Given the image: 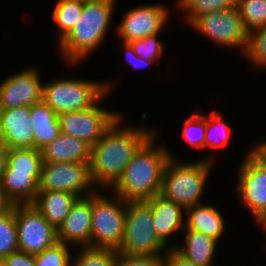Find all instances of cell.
<instances>
[{
    "instance_id": "ba28073f",
    "label": "cell",
    "mask_w": 266,
    "mask_h": 266,
    "mask_svg": "<svg viewBox=\"0 0 266 266\" xmlns=\"http://www.w3.org/2000/svg\"><path fill=\"white\" fill-rule=\"evenodd\" d=\"M110 93L107 91L92 107L75 112L57 114L61 133L83 140L91 147L102 137L103 133L121 115L118 111L101 106Z\"/></svg>"
},
{
    "instance_id": "7a4b0ae2",
    "label": "cell",
    "mask_w": 266,
    "mask_h": 266,
    "mask_svg": "<svg viewBox=\"0 0 266 266\" xmlns=\"http://www.w3.org/2000/svg\"><path fill=\"white\" fill-rule=\"evenodd\" d=\"M157 133L136 152L119 181L110 189L111 193L125 201L148 200L161 193L164 168L171 157L168 145L156 143Z\"/></svg>"
},
{
    "instance_id": "d4e9b609",
    "label": "cell",
    "mask_w": 266,
    "mask_h": 266,
    "mask_svg": "<svg viewBox=\"0 0 266 266\" xmlns=\"http://www.w3.org/2000/svg\"><path fill=\"white\" fill-rule=\"evenodd\" d=\"M52 11V19L57 25V41L59 44L80 20L84 2L80 0H56Z\"/></svg>"
},
{
    "instance_id": "e575fe53",
    "label": "cell",
    "mask_w": 266,
    "mask_h": 266,
    "mask_svg": "<svg viewBox=\"0 0 266 266\" xmlns=\"http://www.w3.org/2000/svg\"><path fill=\"white\" fill-rule=\"evenodd\" d=\"M117 266H163V256L118 253Z\"/></svg>"
},
{
    "instance_id": "cb8c5ba5",
    "label": "cell",
    "mask_w": 266,
    "mask_h": 266,
    "mask_svg": "<svg viewBox=\"0 0 266 266\" xmlns=\"http://www.w3.org/2000/svg\"><path fill=\"white\" fill-rule=\"evenodd\" d=\"M43 158L35 148L9 149L4 173L41 175Z\"/></svg>"
},
{
    "instance_id": "603a6c76",
    "label": "cell",
    "mask_w": 266,
    "mask_h": 266,
    "mask_svg": "<svg viewBox=\"0 0 266 266\" xmlns=\"http://www.w3.org/2000/svg\"><path fill=\"white\" fill-rule=\"evenodd\" d=\"M34 148L41 150L61 133L57 114L43 101L30 106Z\"/></svg>"
},
{
    "instance_id": "30bf717a",
    "label": "cell",
    "mask_w": 266,
    "mask_h": 266,
    "mask_svg": "<svg viewBox=\"0 0 266 266\" xmlns=\"http://www.w3.org/2000/svg\"><path fill=\"white\" fill-rule=\"evenodd\" d=\"M39 191H62L87 197L97 191L89 163L43 162Z\"/></svg>"
},
{
    "instance_id": "f6af8a7d",
    "label": "cell",
    "mask_w": 266,
    "mask_h": 266,
    "mask_svg": "<svg viewBox=\"0 0 266 266\" xmlns=\"http://www.w3.org/2000/svg\"><path fill=\"white\" fill-rule=\"evenodd\" d=\"M0 266H5V264L2 261H0Z\"/></svg>"
},
{
    "instance_id": "83f0119b",
    "label": "cell",
    "mask_w": 266,
    "mask_h": 266,
    "mask_svg": "<svg viewBox=\"0 0 266 266\" xmlns=\"http://www.w3.org/2000/svg\"><path fill=\"white\" fill-rule=\"evenodd\" d=\"M73 254L71 266H117L118 252L114 249L79 247Z\"/></svg>"
},
{
    "instance_id": "d6986e66",
    "label": "cell",
    "mask_w": 266,
    "mask_h": 266,
    "mask_svg": "<svg viewBox=\"0 0 266 266\" xmlns=\"http://www.w3.org/2000/svg\"><path fill=\"white\" fill-rule=\"evenodd\" d=\"M43 162H82L91 160V146L76 137L60 135L41 149Z\"/></svg>"
},
{
    "instance_id": "7402d4cb",
    "label": "cell",
    "mask_w": 266,
    "mask_h": 266,
    "mask_svg": "<svg viewBox=\"0 0 266 266\" xmlns=\"http://www.w3.org/2000/svg\"><path fill=\"white\" fill-rule=\"evenodd\" d=\"M41 175L3 173L0 195L10 204H31L38 191Z\"/></svg>"
},
{
    "instance_id": "e0dca14e",
    "label": "cell",
    "mask_w": 266,
    "mask_h": 266,
    "mask_svg": "<svg viewBox=\"0 0 266 266\" xmlns=\"http://www.w3.org/2000/svg\"><path fill=\"white\" fill-rule=\"evenodd\" d=\"M147 201L152 208L153 224L157 237L169 249V245L173 242L171 235H179L185 230V210L160 194Z\"/></svg>"
},
{
    "instance_id": "f546056e",
    "label": "cell",
    "mask_w": 266,
    "mask_h": 266,
    "mask_svg": "<svg viewBox=\"0 0 266 266\" xmlns=\"http://www.w3.org/2000/svg\"><path fill=\"white\" fill-rule=\"evenodd\" d=\"M238 9L248 33L266 26V0H238Z\"/></svg>"
},
{
    "instance_id": "4dcf8cb0",
    "label": "cell",
    "mask_w": 266,
    "mask_h": 266,
    "mask_svg": "<svg viewBox=\"0 0 266 266\" xmlns=\"http://www.w3.org/2000/svg\"><path fill=\"white\" fill-rule=\"evenodd\" d=\"M243 55L252 67L266 69V26L248 34L247 47Z\"/></svg>"
},
{
    "instance_id": "3957f363",
    "label": "cell",
    "mask_w": 266,
    "mask_h": 266,
    "mask_svg": "<svg viewBox=\"0 0 266 266\" xmlns=\"http://www.w3.org/2000/svg\"><path fill=\"white\" fill-rule=\"evenodd\" d=\"M117 0L84 2L83 12L78 24L57 45L60 57L72 67L86 62L89 56L105 42ZM72 65V66H71Z\"/></svg>"
},
{
    "instance_id": "277c9868",
    "label": "cell",
    "mask_w": 266,
    "mask_h": 266,
    "mask_svg": "<svg viewBox=\"0 0 266 266\" xmlns=\"http://www.w3.org/2000/svg\"><path fill=\"white\" fill-rule=\"evenodd\" d=\"M170 159L164 168L161 193L165 199L180 205L184 210L203 202V194L215 164L213 156L186 162L178 160L170 151ZM177 158V159H176Z\"/></svg>"
},
{
    "instance_id": "8fae6325",
    "label": "cell",
    "mask_w": 266,
    "mask_h": 266,
    "mask_svg": "<svg viewBox=\"0 0 266 266\" xmlns=\"http://www.w3.org/2000/svg\"><path fill=\"white\" fill-rule=\"evenodd\" d=\"M18 251L36 255L58 242L57 230L32 204H14Z\"/></svg>"
},
{
    "instance_id": "f35d334b",
    "label": "cell",
    "mask_w": 266,
    "mask_h": 266,
    "mask_svg": "<svg viewBox=\"0 0 266 266\" xmlns=\"http://www.w3.org/2000/svg\"><path fill=\"white\" fill-rule=\"evenodd\" d=\"M250 151L266 165V140L257 142Z\"/></svg>"
},
{
    "instance_id": "5b68a950",
    "label": "cell",
    "mask_w": 266,
    "mask_h": 266,
    "mask_svg": "<svg viewBox=\"0 0 266 266\" xmlns=\"http://www.w3.org/2000/svg\"><path fill=\"white\" fill-rule=\"evenodd\" d=\"M71 77L43 83L42 101L56 114L82 111L92 107L107 91L115 89L112 81ZM114 88V89H113Z\"/></svg>"
},
{
    "instance_id": "9a60e30c",
    "label": "cell",
    "mask_w": 266,
    "mask_h": 266,
    "mask_svg": "<svg viewBox=\"0 0 266 266\" xmlns=\"http://www.w3.org/2000/svg\"><path fill=\"white\" fill-rule=\"evenodd\" d=\"M92 194L78 198L57 229V239L69 246L90 247L92 228Z\"/></svg>"
},
{
    "instance_id": "4316f807",
    "label": "cell",
    "mask_w": 266,
    "mask_h": 266,
    "mask_svg": "<svg viewBox=\"0 0 266 266\" xmlns=\"http://www.w3.org/2000/svg\"><path fill=\"white\" fill-rule=\"evenodd\" d=\"M233 127L229 126L224 120L222 113L212 110L206 114V133H205V149L210 148L215 151L218 148H225L231 141Z\"/></svg>"
},
{
    "instance_id": "44dd1931",
    "label": "cell",
    "mask_w": 266,
    "mask_h": 266,
    "mask_svg": "<svg viewBox=\"0 0 266 266\" xmlns=\"http://www.w3.org/2000/svg\"><path fill=\"white\" fill-rule=\"evenodd\" d=\"M79 197L62 191H38L31 203L57 230Z\"/></svg>"
},
{
    "instance_id": "60d3db41",
    "label": "cell",
    "mask_w": 266,
    "mask_h": 266,
    "mask_svg": "<svg viewBox=\"0 0 266 266\" xmlns=\"http://www.w3.org/2000/svg\"><path fill=\"white\" fill-rule=\"evenodd\" d=\"M256 221V224L260 227H262L261 229L263 230V232H266V212H263L261 214H259L256 218H254Z\"/></svg>"
},
{
    "instance_id": "1f68e13d",
    "label": "cell",
    "mask_w": 266,
    "mask_h": 266,
    "mask_svg": "<svg viewBox=\"0 0 266 266\" xmlns=\"http://www.w3.org/2000/svg\"><path fill=\"white\" fill-rule=\"evenodd\" d=\"M183 125V139L192 148L205 150L206 115L194 112L187 116Z\"/></svg>"
},
{
    "instance_id": "5bb4252c",
    "label": "cell",
    "mask_w": 266,
    "mask_h": 266,
    "mask_svg": "<svg viewBox=\"0 0 266 266\" xmlns=\"http://www.w3.org/2000/svg\"><path fill=\"white\" fill-rule=\"evenodd\" d=\"M41 72L28 66L0 82V110L32 106L42 101Z\"/></svg>"
},
{
    "instance_id": "ac0fdd59",
    "label": "cell",
    "mask_w": 266,
    "mask_h": 266,
    "mask_svg": "<svg viewBox=\"0 0 266 266\" xmlns=\"http://www.w3.org/2000/svg\"><path fill=\"white\" fill-rule=\"evenodd\" d=\"M212 204H199L185 209V230H193L210 236L218 242L225 231L224 214Z\"/></svg>"
},
{
    "instance_id": "484cf974",
    "label": "cell",
    "mask_w": 266,
    "mask_h": 266,
    "mask_svg": "<svg viewBox=\"0 0 266 266\" xmlns=\"http://www.w3.org/2000/svg\"><path fill=\"white\" fill-rule=\"evenodd\" d=\"M175 6L181 14L186 13L183 20L190 26L205 14L238 7V0H177Z\"/></svg>"
},
{
    "instance_id": "9c48e42d",
    "label": "cell",
    "mask_w": 266,
    "mask_h": 266,
    "mask_svg": "<svg viewBox=\"0 0 266 266\" xmlns=\"http://www.w3.org/2000/svg\"><path fill=\"white\" fill-rule=\"evenodd\" d=\"M189 27L208 37L220 48H240L243 54L247 47L249 33L244 27L238 7L205 14Z\"/></svg>"
},
{
    "instance_id": "52a82bcc",
    "label": "cell",
    "mask_w": 266,
    "mask_h": 266,
    "mask_svg": "<svg viewBox=\"0 0 266 266\" xmlns=\"http://www.w3.org/2000/svg\"><path fill=\"white\" fill-rule=\"evenodd\" d=\"M150 203L127 201L124 237L118 253L164 256L168 248L158 239Z\"/></svg>"
},
{
    "instance_id": "7c38bea8",
    "label": "cell",
    "mask_w": 266,
    "mask_h": 266,
    "mask_svg": "<svg viewBox=\"0 0 266 266\" xmlns=\"http://www.w3.org/2000/svg\"><path fill=\"white\" fill-rule=\"evenodd\" d=\"M169 11L168 7L161 3H145L124 10L115 33L125 43L159 35L168 22Z\"/></svg>"
},
{
    "instance_id": "6da1fadb",
    "label": "cell",
    "mask_w": 266,
    "mask_h": 266,
    "mask_svg": "<svg viewBox=\"0 0 266 266\" xmlns=\"http://www.w3.org/2000/svg\"><path fill=\"white\" fill-rule=\"evenodd\" d=\"M123 119L121 114L91 147L90 175L97 190L109 191L136 152L157 132L156 127L124 124Z\"/></svg>"
},
{
    "instance_id": "74e56055",
    "label": "cell",
    "mask_w": 266,
    "mask_h": 266,
    "mask_svg": "<svg viewBox=\"0 0 266 266\" xmlns=\"http://www.w3.org/2000/svg\"><path fill=\"white\" fill-rule=\"evenodd\" d=\"M125 50V58L133 69L145 68L154 63V61L145 60L135 54V51L130 43L122 42Z\"/></svg>"
},
{
    "instance_id": "ffe728a7",
    "label": "cell",
    "mask_w": 266,
    "mask_h": 266,
    "mask_svg": "<svg viewBox=\"0 0 266 266\" xmlns=\"http://www.w3.org/2000/svg\"><path fill=\"white\" fill-rule=\"evenodd\" d=\"M184 244L173 243L170 248H175L182 256L193 262L196 266H215L214 258L218 244L214 238L193 230H184Z\"/></svg>"
},
{
    "instance_id": "7bdbcfd3",
    "label": "cell",
    "mask_w": 266,
    "mask_h": 266,
    "mask_svg": "<svg viewBox=\"0 0 266 266\" xmlns=\"http://www.w3.org/2000/svg\"><path fill=\"white\" fill-rule=\"evenodd\" d=\"M0 151H9V148L5 144L4 136L1 130H0Z\"/></svg>"
},
{
    "instance_id": "2e32d148",
    "label": "cell",
    "mask_w": 266,
    "mask_h": 266,
    "mask_svg": "<svg viewBox=\"0 0 266 266\" xmlns=\"http://www.w3.org/2000/svg\"><path fill=\"white\" fill-rule=\"evenodd\" d=\"M0 130L9 149L34 148L30 106L0 110Z\"/></svg>"
},
{
    "instance_id": "4fadbf2b",
    "label": "cell",
    "mask_w": 266,
    "mask_h": 266,
    "mask_svg": "<svg viewBox=\"0 0 266 266\" xmlns=\"http://www.w3.org/2000/svg\"><path fill=\"white\" fill-rule=\"evenodd\" d=\"M244 157L238 166L236 190L240 201L256 218L266 212V165L250 149Z\"/></svg>"
},
{
    "instance_id": "836d02e7",
    "label": "cell",
    "mask_w": 266,
    "mask_h": 266,
    "mask_svg": "<svg viewBox=\"0 0 266 266\" xmlns=\"http://www.w3.org/2000/svg\"><path fill=\"white\" fill-rule=\"evenodd\" d=\"M159 35H151L143 39H137L130 44L132 45L135 54L145 60L158 61V58L164 53V45L159 40Z\"/></svg>"
},
{
    "instance_id": "f1b7e54d",
    "label": "cell",
    "mask_w": 266,
    "mask_h": 266,
    "mask_svg": "<svg viewBox=\"0 0 266 266\" xmlns=\"http://www.w3.org/2000/svg\"><path fill=\"white\" fill-rule=\"evenodd\" d=\"M18 251V230L14 215V205L0 216V261Z\"/></svg>"
},
{
    "instance_id": "8992f818",
    "label": "cell",
    "mask_w": 266,
    "mask_h": 266,
    "mask_svg": "<svg viewBox=\"0 0 266 266\" xmlns=\"http://www.w3.org/2000/svg\"><path fill=\"white\" fill-rule=\"evenodd\" d=\"M102 190L92 194L90 247L118 250L124 237L127 201L116 194L112 198Z\"/></svg>"
},
{
    "instance_id": "ab89813d",
    "label": "cell",
    "mask_w": 266,
    "mask_h": 266,
    "mask_svg": "<svg viewBox=\"0 0 266 266\" xmlns=\"http://www.w3.org/2000/svg\"><path fill=\"white\" fill-rule=\"evenodd\" d=\"M9 151H0V184L2 180V175L7 165V156Z\"/></svg>"
},
{
    "instance_id": "ee69618b",
    "label": "cell",
    "mask_w": 266,
    "mask_h": 266,
    "mask_svg": "<svg viewBox=\"0 0 266 266\" xmlns=\"http://www.w3.org/2000/svg\"><path fill=\"white\" fill-rule=\"evenodd\" d=\"M80 1H83V2H91V1H101V0H80Z\"/></svg>"
},
{
    "instance_id": "d590c367",
    "label": "cell",
    "mask_w": 266,
    "mask_h": 266,
    "mask_svg": "<svg viewBox=\"0 0 266 266\" xmlns=\"http://www.w3.org/2000/svg\"><path fill=\"white\" fill-rule=\"evenodd\" d=\"M2 262L5 266H36L34 255L21 251L11 253Z\"/></svg>"
},
{
    "instance_id": "d6a6232c",
    "label": "cell",
    "mask_w": 266,
    "mask_h": 266,
    "mask_svg": "<svg viewBox=\"0 0 266 266\" xmlns=\"http://www.w3.org/2000/svg\"><path fill=\"white\" fill-rule=\"evenodd\" d=\"M71 248L72 246L58 241L42 253L34 255L36 266H71Z\"/></svg>"
},
{
    "instance_id": "8d00e7d4",
    "label": "cell",
    "mask_w": 266,
    "mask_h": 266,
    "mask_svg": "<svg viewBox=\"0 0 266 266\" xmlns=\"http://www.w3.org/2000/svg\"><path fill=\"white\" fill-rule=\"evenodd\" d=\"M163 266H196L175 248H169L163 256Z\"/></svg>"
},
{
    "instance_id": "b9f144b4",
    "label": "cell",
    "mask_w": 266,
    "mask_h": 266,
    "mask_svg": "<svg viewBox=\"0 0 266 266\" xmlns=\"http://www.w3.org/2000/svg\"><path fill=\"white\" fill-rule=\"evenodd\" d=\"M10 206L11 205L0 195V216L3 215Z\"/></svg>"
}]
</instances>
